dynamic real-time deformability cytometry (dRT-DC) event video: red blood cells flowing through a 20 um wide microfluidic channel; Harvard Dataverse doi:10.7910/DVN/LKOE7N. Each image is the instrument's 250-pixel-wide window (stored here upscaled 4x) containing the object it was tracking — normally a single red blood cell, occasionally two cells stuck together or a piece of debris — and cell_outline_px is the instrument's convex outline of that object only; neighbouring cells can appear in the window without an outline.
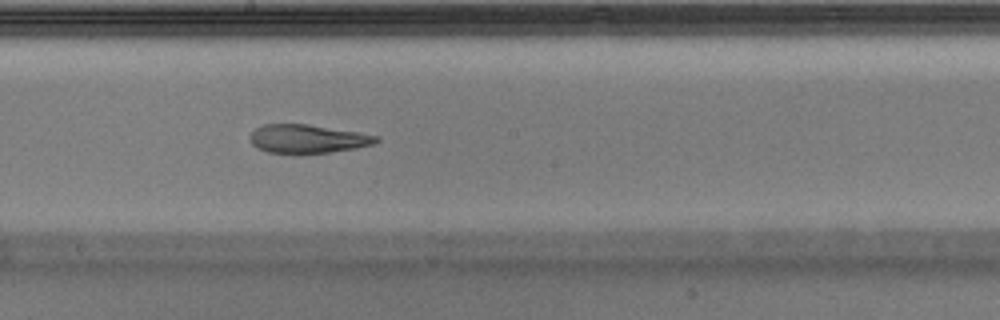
{"species": "Egyptian fruit bat (a non-hibernating species)", "species_latin": "Rousettus aegyptiacus", "temperature_condition": "warm", "stored_images_in_passage": 27, "camera_frame_rate_fps": 3000, "um_per_image_px": 0.085, "animal": {"sex": "male"}, "frame": {"image": 1, "passage_image": 12, "time_ms": 3.667, "image_size_px": [1000, 320], "cell_outline_px": [[380, 140], [372, 144], [356, 148], [300, 156], [292, 156], [268, 152], [256, 148], [252, 144], [248, 136], [256, 128], [264, 124], [308, 124], [380, 136]], "centroid_in_image_um": [26.08, 11.84], "position_along_channel_um": 222.1, "area_um2": 21.62}}